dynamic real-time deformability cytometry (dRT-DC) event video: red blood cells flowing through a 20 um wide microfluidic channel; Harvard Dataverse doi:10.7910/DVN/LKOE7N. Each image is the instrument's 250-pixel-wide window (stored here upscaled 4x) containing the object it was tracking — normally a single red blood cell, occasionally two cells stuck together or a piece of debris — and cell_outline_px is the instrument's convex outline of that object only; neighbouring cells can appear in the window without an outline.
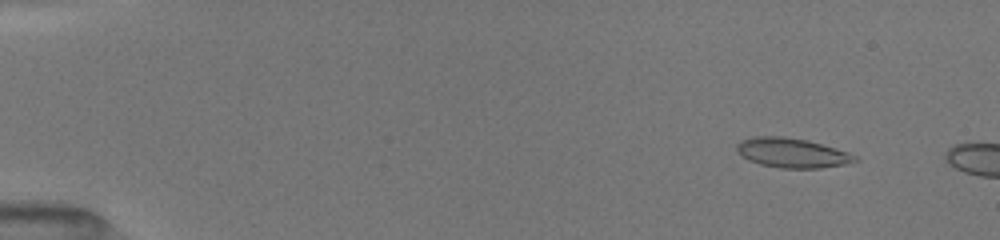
{"species": "common noctule bat (a hibernating species)", "species_latin": "Nyctalus noctula", "temperature_condition": "room temperature", "stored_images_in_passage": 7, "camera_frame_rate_fps": 3000, "um_per_image_px": 0.085, "animal": {"sex": "female", "body_mass_g": 19.5, "forearm_length_mm": 54.1}, "frame": {"image": 1, "passage_image": 4, "time_ms": 1.667, "image_size_px": [1000, 240], "cell_outline_px": [[860, 160], [844, 164], [820, 168], [780, 168], [760, 164], [736, 152], [736, 144], [740, 140], [756, 136], [784, 136], [808, 140], [848, 152], [856, 156]], "centroid_in_image_um": [67.32, 12.98], "position_along_channel_um": 17.7, "area_um2": 20.29}}